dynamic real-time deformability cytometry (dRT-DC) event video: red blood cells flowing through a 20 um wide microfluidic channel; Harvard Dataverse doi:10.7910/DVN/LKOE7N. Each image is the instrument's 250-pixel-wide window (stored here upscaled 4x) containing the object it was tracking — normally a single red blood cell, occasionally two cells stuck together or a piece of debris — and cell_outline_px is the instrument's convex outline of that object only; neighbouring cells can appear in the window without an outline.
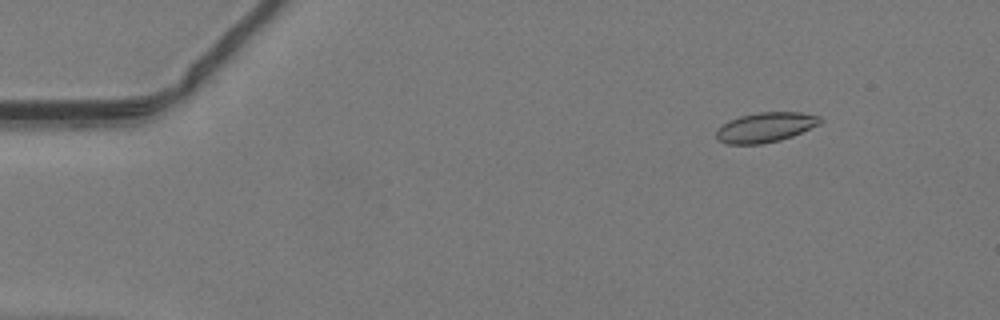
{"species": "common noctule bat (a hibernating species)", "species_latin": "Nyctalus noctula", "temperature_condition": "warm", "stored_images_in_passage": 50, "camera_frame_rate_fps": 3000, "um_per_image_px": 0.085, "animal": {"sex": "male", "body_mass_g": 19.2, "forearm_length_mm": 51.8}, "frame": {"image": 1, "passage_image": 7, "time_ms": 2.0, "image_size_px": [1000, 320], "cell_outline_px": [[824, 120], [820, 124], [792, 136], [780, 140], [760, 144], [728, 144], [716, 140], [716, 128], [728, 120], [740, 116], [756, 112], [800, 112], [820, 116]], "centroid_in_image_um": [65.04, 10.81], "position_along_channel_um": 20.0, "area_um2": 18.26}}
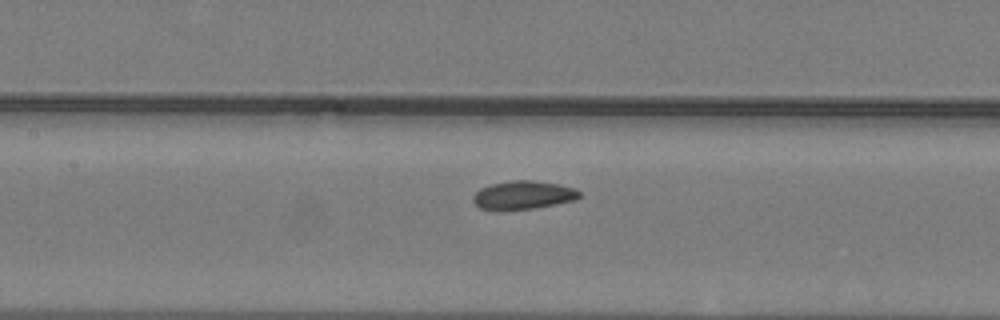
{"frame": {"image": 2, "passage_image": 24, "time_ms": 7.667, "image_size_px": [1000, 320], "cell_outline_px": [[580, 196], [576, 200], [556, 204], [532, 208], [500, 212], [496, 212], [480, 208], [472, 200], [472, 196], [480, 188], [492, 184], [512, 180], [532, 180], [560, 184], [576, 188], [580, 192]], "centroid_in_image_um": [44.45, 16.6], "position_along_channel_um": 163.0, "area_um2": 18.03}}
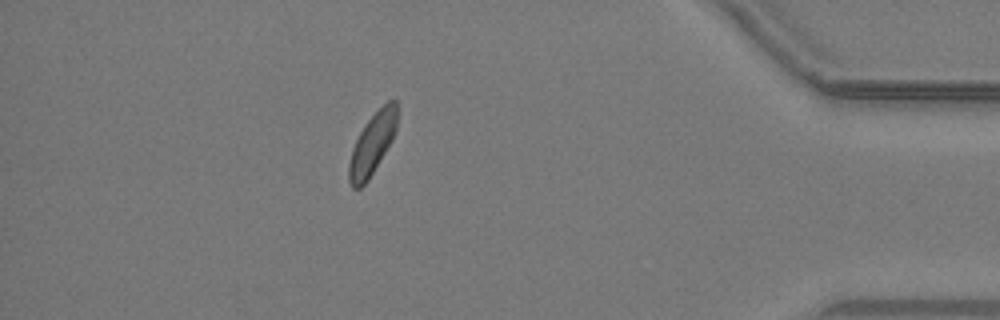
{"frame": {"image": 3, "passage_image": 44, "time_ms": 14.333, "image_size_px": [1000, 320], "cell_outline_px": [[396, 128], [392, 140], [368, 180], [360, 188], [352, 188], [348, 180], [348, 164], [352, 148], [364, 124], [388, 100], [396, 100]], "centroid_in_image_um": [31.61, 12.26], "position_along_channel_um": 403.6, "area_um2": 16.94}}